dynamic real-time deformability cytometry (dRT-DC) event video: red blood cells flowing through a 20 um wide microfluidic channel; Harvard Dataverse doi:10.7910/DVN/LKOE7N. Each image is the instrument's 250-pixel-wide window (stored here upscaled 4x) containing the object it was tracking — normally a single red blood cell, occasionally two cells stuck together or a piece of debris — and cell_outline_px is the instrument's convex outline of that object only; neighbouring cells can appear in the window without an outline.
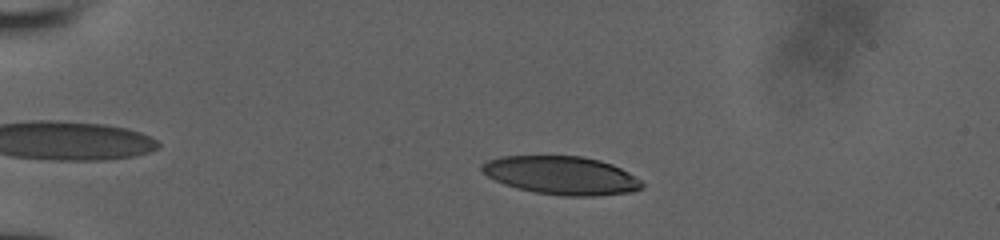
{"species": "human", "species_latin": "Homo sapiens", "temperature_condition": "room temperature", "stored_images_in_passage": 75, "camera_frame_rate_fps": 3000, "um_per_image_px": 0.085, "donor": {"sex": "male"}, "frame": {"image": 1, "passage_image": 14, "time_ms": 4.333, "image_size_px": [1000, 240], "cell_outline_px": [[644, 184], [640, 188], [632, 192], [596, 196], [564, 196], [536, 192], [504, 184], [488, 176], [480, 168], [480, 164], [488, 160], [500, 156], [580, 156], [600, 160], [612, 164], [628, 172], [640, 180]], "centroid_in_image_um": [47.73, 14.9], "position_along_channel_um": 37.3, "area_um2": 35.55}}
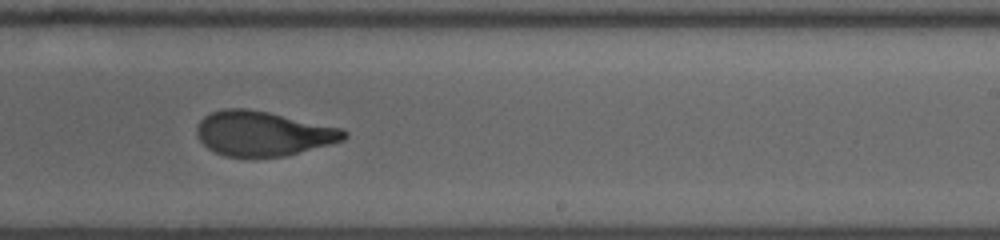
{"frame": {"image": 2, "passage_image": 46, "time_ms": 12.0, "image_size_px": [1000, 240], "cell_outline_px": [[348, 136], [344, 140], [284, 156], [224, 156], [208, 148], [200, 140], [196, 132], [196, 128], [200, 120], [204, 116], [212, 112], [224, 108], [248, 108], [268, 112], [344, 128], [348, 132]], "centroid_in_image_um": [22.37, 11.33], "position_along_channel_um": 266.6, "area_um2": 38.21}}
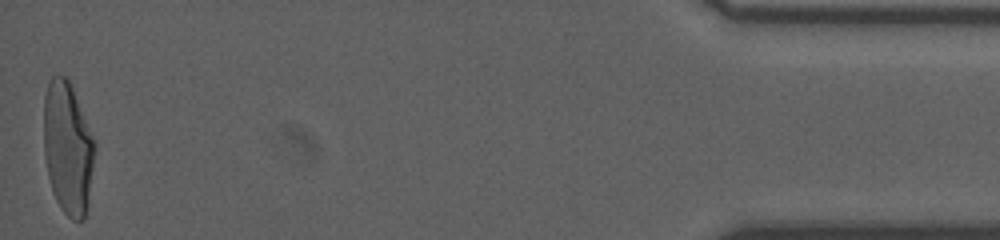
{"frame": {"image": 3, "passage_image": 75, "time_ms": 18.333, "image_size_px": [1000, 240], "cell_outline_px": [[96, 148], [88, 204], [84, 220], [72, 220], [60, 208], [52, 192], [48, 176], [44, 156], [44, 96], [48, 80], [52, 76], [68, 76], [96, 144]], "centroid_in_image_um": [5.76, 12.58], "position_along_channel_um": 429.4, "area_um2": 39.77}, "authors_computed_cell_mechanics": {"area_um2": 38.5526, "velocity_mm_per_s": 3.873, "shape_relaxation_time_tau1_ms": 9.5593, "shape_relaxation_time_tau2_ms": 1.0592, "deformation_change_tau1": 0.3334, "deformation_change_tau2": 0.0817}}